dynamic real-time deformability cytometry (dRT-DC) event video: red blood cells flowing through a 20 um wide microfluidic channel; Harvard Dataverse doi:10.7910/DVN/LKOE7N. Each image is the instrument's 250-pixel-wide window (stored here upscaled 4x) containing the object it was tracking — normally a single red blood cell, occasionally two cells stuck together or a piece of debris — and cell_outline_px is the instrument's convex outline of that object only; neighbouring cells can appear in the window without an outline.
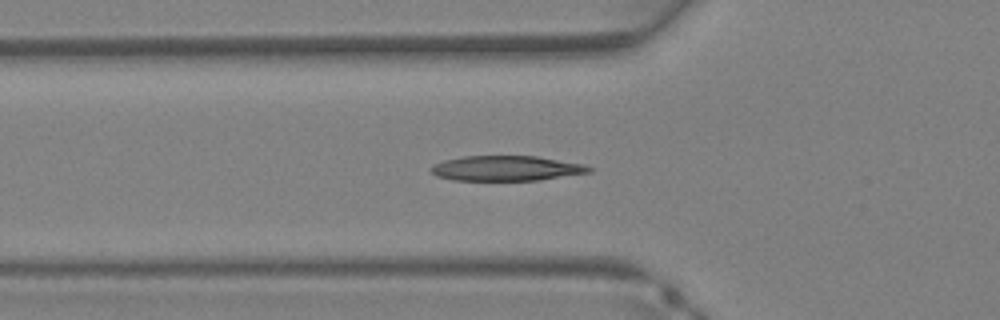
{"species": "Egyptian fruit bat (a non-hibernating species)", "species_latin": "Rousettus aegyptiacus", "temperature_condition": "warm", "stored_images_in_passage": 28, "camera_frame_rate_fps": 3000, "um_per_image_px": 0.085, "animal": {"sex": "female"}, "frame": {"image": 1, "passage_image": 3, "time_ms": 0.667, "image_size_px": [1000, 320], "cell_outline_px": [[592, 172], [540, 180], [452, 180], [436, 176], [428, 168], [444, 160], [464, 156], [536, 156], [584, 164], [592, 168]], "centroid_in_image_um": [43.04, 14.31], "position_along_channel_um": 82.8, "area_um2": 23.06}}
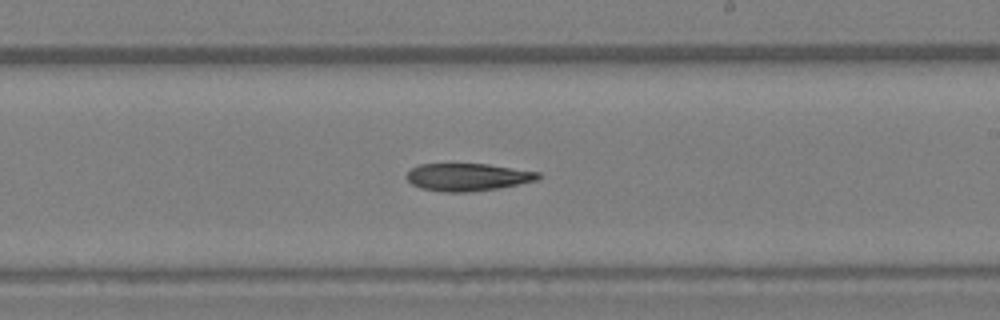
{"frame": {"image": 2, "passage_image": 12, "time_ms": 3.667, "image_size_px": [1000, 320], "cell_outline_px": [[544, 176], [536, 180], [500, 188], [468, 192], [444, 192], [420, 188], [412, 184], [404, 176], [412, 168], [420, 164], [488, 164], [540, 172]], "centroid_in_image_um": [39.76, 15.05], "position_along_channel_um": 249.2, "area_um2": 21.21}}
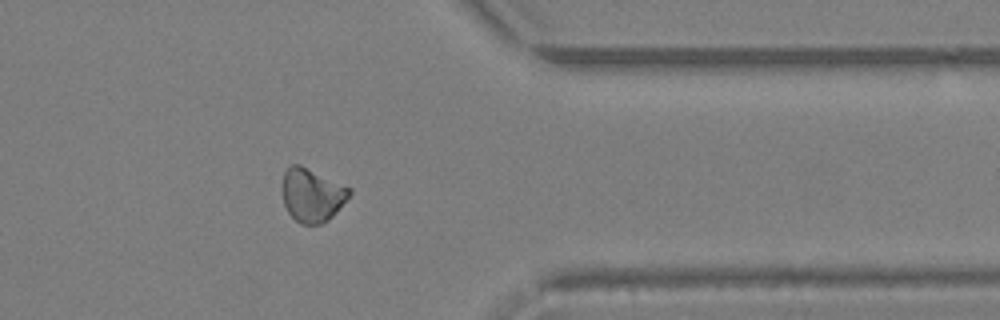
{"frame": {"image": 3, "passage_image": 20, "time_ms": 6.333, "image_size_px": [1000, 320], "cell_outline_px": [[352, 192], [336, 212], [324, 224], [300, 224], [288, 212], [284, 204], [284, 172], [292, 164], [300, 164], [352, 188]], "centroid_in_image_um": [26.55, 16.58], "position_along_channel_um": 384.8, "area_um2": 20.69}}